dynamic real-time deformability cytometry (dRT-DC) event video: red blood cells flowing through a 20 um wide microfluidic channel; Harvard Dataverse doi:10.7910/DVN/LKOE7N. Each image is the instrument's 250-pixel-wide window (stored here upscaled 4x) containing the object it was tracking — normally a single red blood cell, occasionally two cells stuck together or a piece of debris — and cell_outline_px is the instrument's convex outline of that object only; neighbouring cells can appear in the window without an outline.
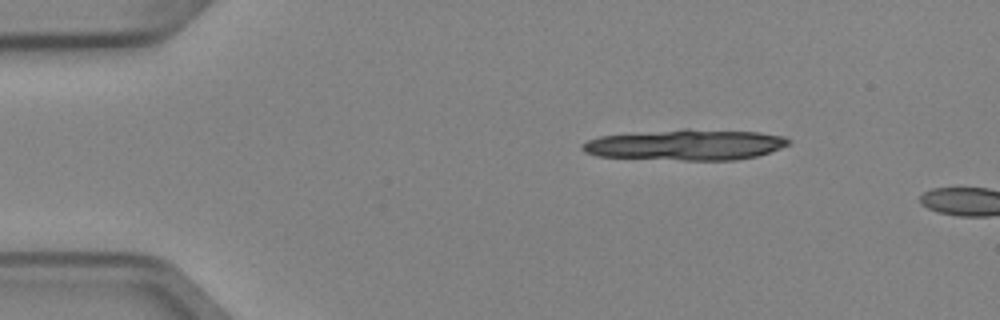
{"species": "Egyptian fruit bat (a non-hibernating species)", "species_latin": "Rousettus aegyptiacus", "temperature_condition": "cold", "stored_images_in_passage": 2, "camera_frame_rate_fps": 3000, "um_per_image_px": 0.085, "animal": {"sex": "female"}, "frame": {"image": 1, "passage_image": 1, "time_ms": 0.0, "image_size_px": [1000, 320], "cell_outline_px": [[792, 140], [788, 144], [780, 148], [756, 156], [736, 160], [684, 160], [596, 156], [584, 152], [580, 148], [580, 144], [588, 140], [600, 136], [684, 128], [688, 128], [760, 132], [784, 136]], "centroid_in_image_um": [58.29, 12.3], "position_along_channel_um": 26.7, "area_um2": 37.17}}